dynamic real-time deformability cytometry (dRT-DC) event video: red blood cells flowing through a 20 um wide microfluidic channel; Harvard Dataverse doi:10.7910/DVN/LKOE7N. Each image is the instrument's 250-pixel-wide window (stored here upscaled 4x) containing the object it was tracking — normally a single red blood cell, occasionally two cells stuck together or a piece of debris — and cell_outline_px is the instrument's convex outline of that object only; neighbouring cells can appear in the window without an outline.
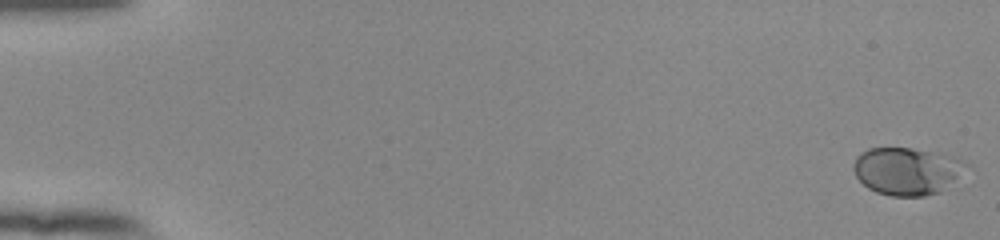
{"species": "human", "species_latin": "Homo sapiens", "temperature_condition": "room temperature", "stored_images_in_passage": 54, "camera_frame_rate_fps": 3000, "um_per_image_px": 0.085, "donor": {"sex": "female"}, "frame": {"image": 1, "passage_image": 1, "time_ms": 0.0, "image_size_px": [1000, 240], "cell_outline_px": [[972, 164], [940, 192], [924, 196], [892, 196], [876, 192], [868, 188], [856, 176], [852, 168], [852, 164], [856, 156], [860, 152], [868, 148], [912, 148], [944, 152], [956, 156]], "centroid_in_image_um": [77.12, 14.51], "position_along_channel_um": 7.9, "area_um2": 31.73}}
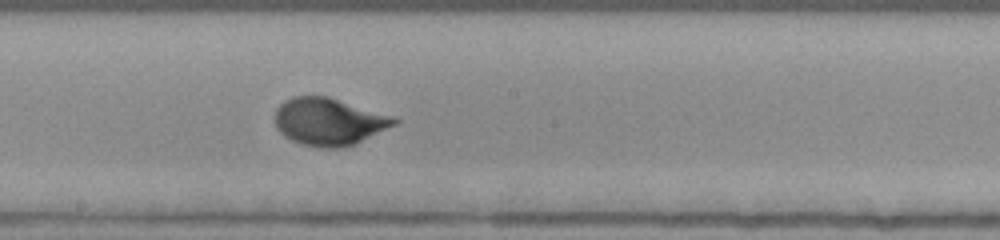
{"frame": {"image": 2, "passage_image": 31, "time_ms": 10.0, "image_size_px": [1000, 240], "cell_outline_px": [[400, 120], [396, 124], [356, 144], [340, 148], [324, 148], [304, 144], [292, 140], [284, 136], [276, 128], [276, 108], [284, 100], [292, 96], [328, 96], [396, 116]], "centroid_in_image_um": [27.99, 10.32], "position_along_channel_um": 220.2, "area_um2": 33.12}}
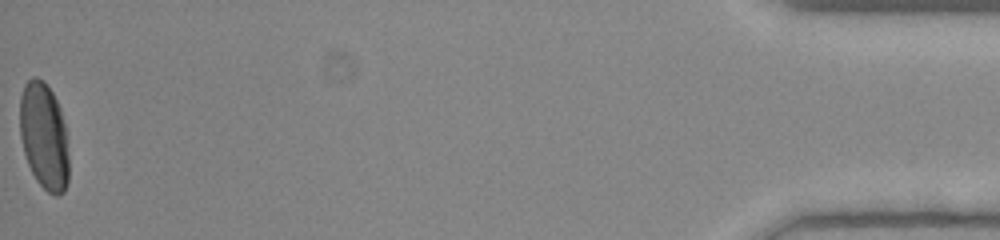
{"frame": {"image": 3, "passage_image": 54, "time_ms": 17.667, "image_size_px": [1000, 240], "cell_outline_px": [[68, 180], [64, 192], [56, 196], [48, 192], [36, 180], [28, 164], [24, 152], [20, 136], [20, 96], [24, 84], [32, 76], [36, 76], [44, 80], [52, 92], [60, 108], [64, 124], [68, 156]], "centroid_in_image_um": [3.73, 11.55], "position_along_channel_um": 431.5, "area_um2": 30.52}, "authors_computed_cell_mechanics": {"area_um2": 30.7496, "velocity_mm_per_s": 3.9313, "shape_relaxation_time_tau1_ms": 3.0548, "shape_relaxation_time_tau2_ms": null, "deformation_change_tau1": 0.1587, "deformation_change_tau2": null}}